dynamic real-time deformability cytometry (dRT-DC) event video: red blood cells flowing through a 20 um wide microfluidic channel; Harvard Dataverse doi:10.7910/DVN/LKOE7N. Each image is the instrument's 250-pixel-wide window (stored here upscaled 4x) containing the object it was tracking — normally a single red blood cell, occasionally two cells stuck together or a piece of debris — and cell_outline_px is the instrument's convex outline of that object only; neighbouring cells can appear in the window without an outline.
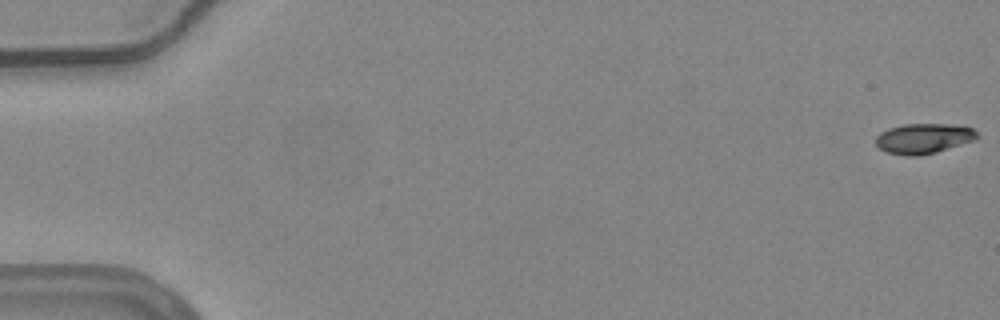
{"species": "common noctule bat (a hibernating species)", "species_latin": "Nyctalus noctula", "temperature_condition": "warm", "stored_images_in_passage": 56, "camera_frame_rate_fps": 3000, "um_per_image_px": 0.085, "animal": {"sex": "female", "body_mass_g": 24.6, "forearm_length_mm": 56.2}, "frame": {"image": 1, "passage_image": 1, "time_ms": 0.0, "image_size_px": [1000, 320], "cell_outline_px": [[980, 136], [976, 140], [936, 152], [916, 156], [908, 156], [888, 152], [880, 148], [876, 144], [876, 136], [880, 132], [888, 128], [904, 124], [960, 124], [972, 128]], "centroid_in_image_um": [78.54, 11.75], "position_along_channel_um": 6.5, "area_um2": 17.92}}
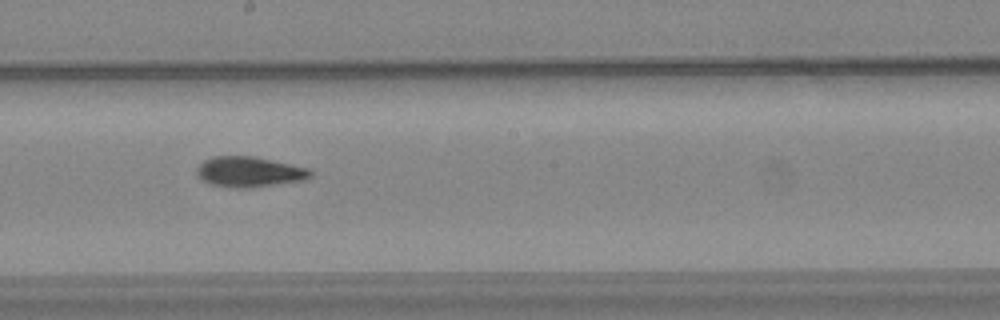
{"frame": {"image": 2, "passage_image": 32, "time_ms": 10.333, "image_size_px": [1000, 320], "cell_outline_px": [[312, 176], [304, 180], [252, 188], [228, 188], [212, 184], [200, 180], [196, 176], [196, 168], [204, 160], [212, 156], [252, 156], [308, 168], [312, 172]], "centroid_in_image_um": [21.14, 14.62], "position_along_channel_um": 227.1, "area_um2": 20.29}}
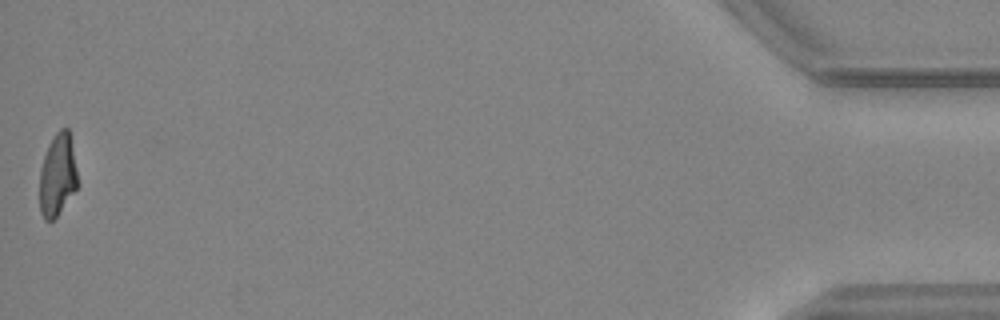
{"frame": {"image": 3, "passage_image": 56, "time_ms": 18.333, "image_size_px": [1000, 320], "cell_outline_px": [[80, 184], [56, 216], [52, 220], [44, 220], [40, 212], [40, 168], [48, 144], [56, 132], [60, 128], [68, 128]], "centroid_in_image_um": [4.9, 14.87], "position_along_channel_um": 430.3, "area_um2": 18.26}, "authors_computed_cell_mechanics": {"area_um2": 19.2185, "velocity_mm_per_s": 3.7518, "shape_relaxation_time_tau1_ms": null, "shape_relaxation_time_tau2_ms": 4.2601, "deformation_change_tau1": null, "deformation_change_tau2": 0.12}}